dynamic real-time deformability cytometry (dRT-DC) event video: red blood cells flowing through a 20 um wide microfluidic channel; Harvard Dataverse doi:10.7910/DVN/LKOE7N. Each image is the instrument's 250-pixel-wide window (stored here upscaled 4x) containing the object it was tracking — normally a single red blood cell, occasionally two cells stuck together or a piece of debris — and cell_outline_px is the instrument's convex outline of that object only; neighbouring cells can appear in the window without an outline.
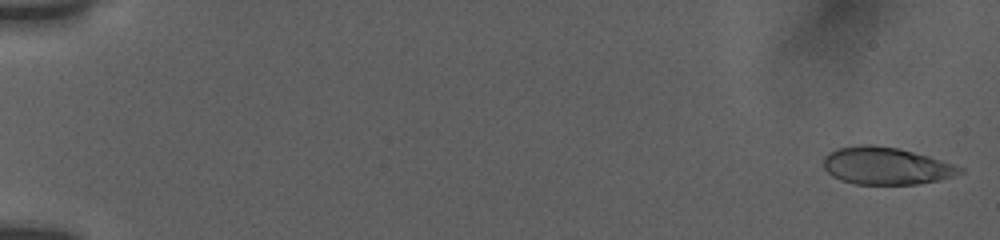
{"species": "human", "species_latin": "Homo sapiens", "temperature_condition": "room temperature", "stored_images_in_passage": 31, "camera_frame_rate_fps": 3000, "um_per_image_px": 0.085, "donor": {"sex": "female"}, "frame": {"image": 1, "passage_image": 1, "time_ms": 0.0, "image_size_px": [1000, 240], "cell_outline_px": [[964, 172], [940, 180], [916, 184], [856, 184], [840, 180], [832, 176], [824, 168], [824, 156], [836, 148], [860, 144], [872, 144], [896, 148], [928, 156], [964, 168]], "centroid_in_image_um": [75.28, 14.1], "position_along_channel_um": 9.7, "area_um2": 29.54}}
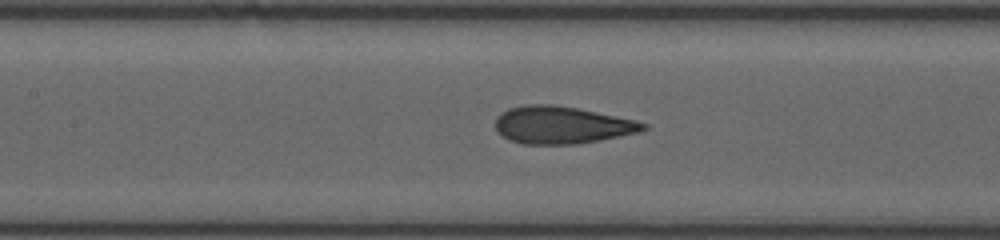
{"frame": {"image": 2, "passage_image": 13, "time_ms": 8.667, "image_size_px": [1000, 240], "cell_outline_px": [[648, 128], [640, 132], [576, 144], [524, 144], [508, 140], [496, 132], [496, 116], [500, 112], [508, 108], [524, 104], [552, 104], [576, 108], [636, 120], [648, 124]], "centroid_in_image_um": [47.7, 10.62], "position_along_channel_um": 159.7, "area_um2": 32.31}}
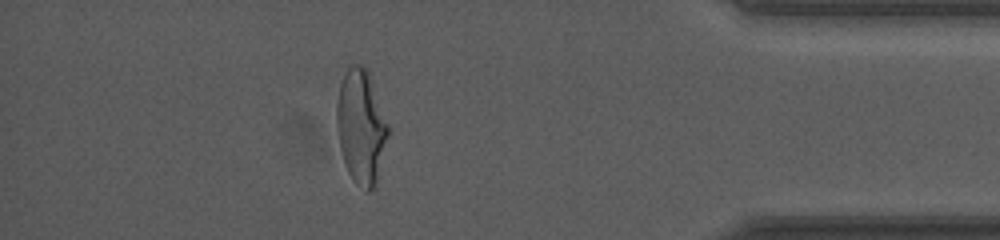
{"frame": {"image": 3, "passage_image": 27, "time_ms": 16.0, "image_size_px": [1000, 240], "cell_outline_px": [[388, 136], [376, 188], [368, 192], [356, 184], [352, 180], [348, 172], [340, 148], [336, 128], [336, 104], [340, 84], [348, 68], [352, 64], [364, 64], [368, 72], [388, 124]], "centroid_in_image_um": [30.69, 10.81], "position_along_channel_um": 404.5, "area_um2": 34.22}, "authors_computed_cell_mechanics": {"area_um2": 32.0212, "velocity_mm_per_s": 3.788, "shape_relaxation_time_tau1_ms": 5.8954, "shape_relaxation_time_tau2_ms": 0.8853, "deformation_change_tau1": 0.185, "deformation_change_tau2": 0.0751}}